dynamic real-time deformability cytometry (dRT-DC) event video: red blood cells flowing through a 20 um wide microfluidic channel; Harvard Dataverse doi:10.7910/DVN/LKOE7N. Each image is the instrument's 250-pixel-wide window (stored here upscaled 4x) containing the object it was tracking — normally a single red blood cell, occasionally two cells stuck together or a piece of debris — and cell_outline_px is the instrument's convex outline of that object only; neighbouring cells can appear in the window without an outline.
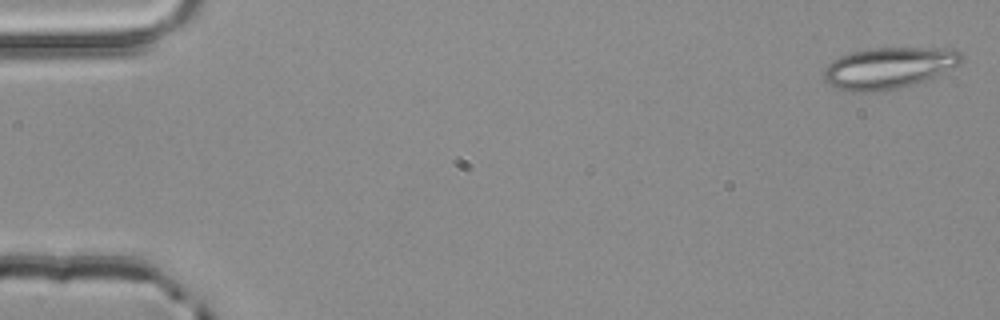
{"species": "common noctule bat (a hibernating species)", "species_latin": "Nyctalus noctula", "temperature_condition": "room temperature", "stored_images_in_passage": 5, "camera_frame_rate_fps": 3000, "um_per_image_px": 0.085, "animal": {"sex": "male", "body_mass_g": 20.4}, "frame": {"image": 1, "passage_image": 1, "time_ms": 0.0, "image_size_px": [1000, 320], "cell_outline_px": [[964, 56], [960, 64], [924, 80], [912, 84], [896, 88], [868, 92], [852, 92], [836, 88], [828, 84], [824, 80], [824, 68], [832, 60], [840, 56], [852, 52], [872, 48], [956, 48]], "centroid_in_image_um": [75.52, 5.76], "position_along_channel_um": 9.5, "area_um2": 33.0}}